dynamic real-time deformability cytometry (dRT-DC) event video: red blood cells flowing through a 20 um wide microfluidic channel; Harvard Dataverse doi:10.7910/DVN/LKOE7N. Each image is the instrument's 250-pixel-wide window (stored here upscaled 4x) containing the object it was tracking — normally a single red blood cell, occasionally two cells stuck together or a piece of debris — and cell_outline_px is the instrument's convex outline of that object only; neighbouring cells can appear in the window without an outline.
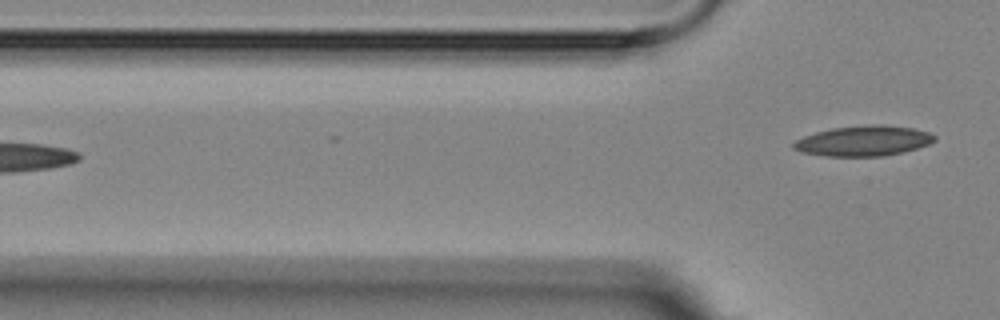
{"species": "Egyptian fruit bat (a non-hibernating species)", "species_latin": "Rousettus aegyptiacus", "temperature_condition": "room temperature", "stored_images_in_passage": 3, "camera_frame_rate_fps": 3000, "um_per_image_px": 0.085, "animal": {"sex": "female"}, "frame": {"image": 1, "passage_image": 3, "time_ms": 2.333, "image_size_px": [1000, 320], "cell_outline_px": [[936, 140], [928, 144], [904, 152], [884, 156], [824, 156], [800, 152], [792, 148], [792, 144], [796, 140], [804, 136], [816, 132], [832, 128], [876, 124], [880, 124], [912, 128], [928, 132], [936, 136]], "centroid_in_image_um": [73.38, 11.98], "position_along_channel_um": 52.4, "area_um2": 24.85}}